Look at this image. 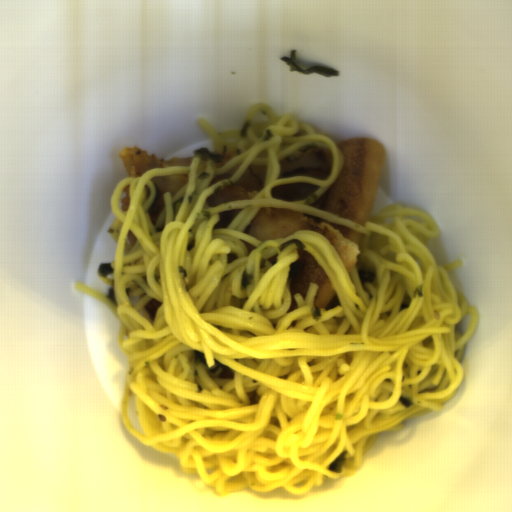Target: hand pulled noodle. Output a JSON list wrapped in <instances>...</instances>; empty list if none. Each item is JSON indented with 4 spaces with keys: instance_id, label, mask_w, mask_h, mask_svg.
Listing matches in <instances>:
<instances>
[{
    "instance_id": "obj_1",
    "label": "hand pulled noodle",
    "mask_w": 512,
    "mask_h": 512,
    "mask_svg": "<svg viewBox=\"0 0 512 512\" xmlns=\"http://www.w3.org/2000/svg\"><path fill=\"white\" fill-rule=\"evenodd\" d=\"M242 128L221 132L205 119L196 126L212 142L214 153L236 151L224 165L194 156L190 166H171L127 177L116 185L110 206L115 217L109 233L116 243L113 272L98 278L113 288L116 304L81 282L75 290L106 305L120 325L116 344L129 371L120 401L126 430L141 444L173 454L184 474L197 475L216 495L281 487L307 493L326 479L354 476L379 433L399 432L403 421L439 413L465 376L461 363L479 319L447 272L463 266L457 259L438 266L428 243L441 232L423 209L389 204L364 225L323 212L306 200L273 198L275 185H318L317 198L340 175L344 157L332 138L291 114L276 115L256 103ZM272 129L274 138L263 139ZM331 152L327 180L279 178V162L296 159L310 148ZM268 164L266 188L253 199L209 207L208 196L233 184L248 165ZM203 172L210 174L198 179ZM188 174V182L154 225L148 214L155 189L149 180ZM130 185V206L119 210L122 189ZM185 198L176 218L172 203ZM262 206L293 209L344 224L364 235L357 263L348 273L334 246L314 230L301 229L284 239L260 242L244 229ZM242 209L228 229H213L217 212ZM129 229L137 241L125 240ZM318 261L340 306L310 313L318 288L311 283L299 309L291 306L290 265L295 243ZM254 278L246 289L241 274ZM372 271L373 282L360 284L358 272ZM411 303L400 311L404 295ZM162 302L152 321L144 306ZM466 314L468 331L454 328ZM204 352L207 367L216 358L234 370L210 373L195 363ZM136 395L144 434L132 428L127 401ZM413 403L405 407L400 396ZM347 451L341 473L328 465Z\"/></svg>"
}]
</instances>
